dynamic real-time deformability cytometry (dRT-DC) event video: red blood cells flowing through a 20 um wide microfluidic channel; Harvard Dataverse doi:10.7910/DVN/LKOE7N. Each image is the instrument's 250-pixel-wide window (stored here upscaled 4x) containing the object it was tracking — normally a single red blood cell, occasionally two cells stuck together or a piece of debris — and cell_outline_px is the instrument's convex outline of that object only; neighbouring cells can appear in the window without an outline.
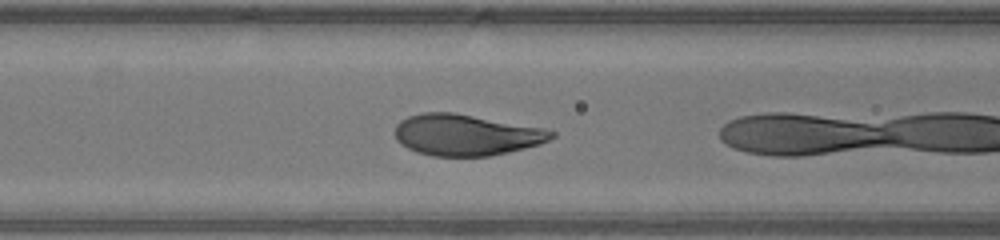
{"species": "human", "species_latin": "Homo sapiens", "temperature_condition": "warm", "stored_images_in_passage": 5, "camera_frame_rate_fps": 3000, "um_per_image_px": 0.085, "donor": {"sex": "male"}, "frame": {"image": 1, "passage_image": 4, "time_ms": 1.0, "image_size_px": [1000, 240], "cell_outline_px": [[556, 136], [540, 144], [508, 152], [488, 156], [432, 156], [416, 152], [400, 144], [396, 140], [396, 124], [400, 120], [408, 116], [424, 112], [452, 112], [544, 128], [556, 132]], "centroid_in_image_um": [39.6, 11.47], "position_along_channel_um": 127.0, "area_um2": 37.57}}